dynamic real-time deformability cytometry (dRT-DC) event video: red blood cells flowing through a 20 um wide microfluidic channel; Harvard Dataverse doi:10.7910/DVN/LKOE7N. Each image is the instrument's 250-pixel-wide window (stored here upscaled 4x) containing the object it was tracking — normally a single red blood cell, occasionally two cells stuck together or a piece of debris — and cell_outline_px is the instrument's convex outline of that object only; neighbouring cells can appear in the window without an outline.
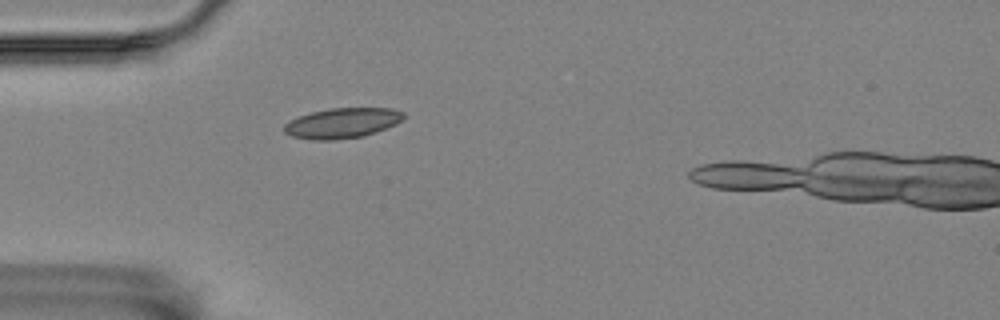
{"species": "Egyptian fruit bat (a non-hibernating species)", "species_latin": "Rousettus aegyptiacus", "temperature_condition": "room temperature", "stored_images_in_passage": 2, "camera_frame_rate_fps": 3000, "um_per_image_px": 0.085, "animal": {"sex": "female"}, "frame": {"image": 1, "passage_image": 1, "time_ms": 0.0, "image_size_px": [1000, 320], "cell_outline_px": [[404, 120], [396, 124], [364, 136], [332, 140], [312, 140], [292, 136], [284, 132], [284, 124], [288, 120], [312, 112], [328, 108], [392, 108], [404, 112]], "centroid_in_image_um": [29.09, 10.46], "position_along_channel_um": 55.9, "area_um2": 21.1}}